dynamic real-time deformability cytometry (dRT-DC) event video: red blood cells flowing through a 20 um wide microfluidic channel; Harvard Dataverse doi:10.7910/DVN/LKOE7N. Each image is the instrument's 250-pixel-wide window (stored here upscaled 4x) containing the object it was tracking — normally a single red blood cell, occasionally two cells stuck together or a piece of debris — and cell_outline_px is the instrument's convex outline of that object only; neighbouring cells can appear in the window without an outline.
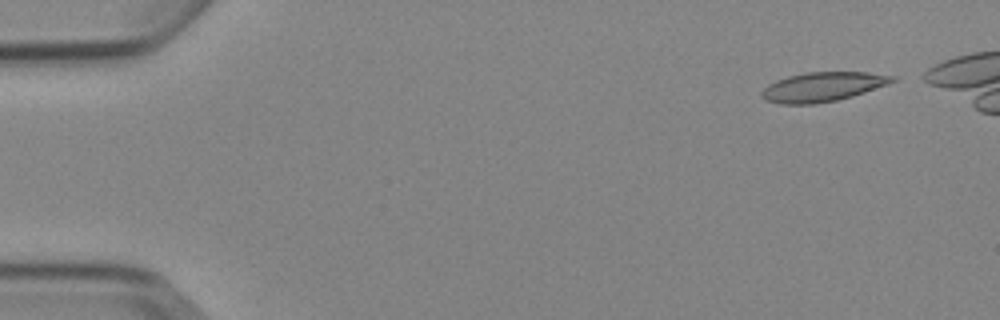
{"species": "Egyptian fruit bat (a non-hibernating species)", "species_latin": "Rousettus aegyptiacus", "temperature_condition": "cold", "stored_images_in_passage": 6, "camera_frame_rate_fps": 3000, "um_per_image_px": 0.085, "animal": {"sex": "female"}, "frame": {"image": 1, "passage_image": 1, "time_ms": 0.0, "image_size_px": [1000, 320], "cell_outline_px": [[900, 76], [896, 80], [888, 84], [852, 96], [836, 100], [816, 104], [780, 104], [764, 100], [760, 96], [760, 92], [768, 84], [776, 80], [788, 76], [804, 72], [868, 72]], "centroid_in_image_um": [69.92, 7.37], "position_along_channel_um": 15.1, "area_um2": 22.6}}
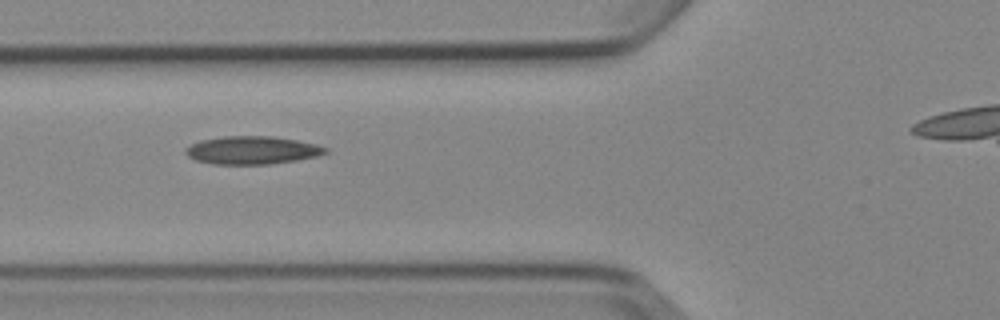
{"frame": {"image": 2, "passage_image": 5, "time_ms": 5.333, "image_size_px": [1000, 320], "cell_outline_px": [[328, 152], [316, 156], [296, 160], [268, 164], [212, 164], [196, 160], [188, 156], [184, 152], [184, 148], [200, 140], [224, 136], [272, 136], [296, 140], [316, 144], [328, 148]], "centroid_in_image_um": [21.41, 12.76], "position_along_channel_um": 104.4, "area_um2": 22.77}}
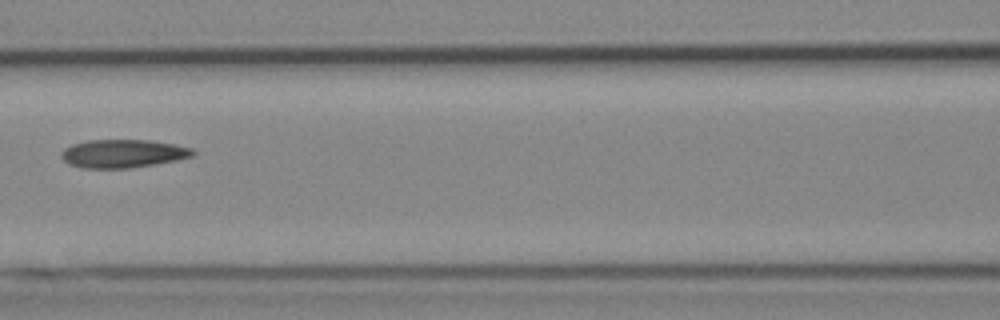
{"frame": {"image": 3, "passage_image": 6, "time_ms": 6.667, "image_size_px": [1000, 320], "cell_outline_px": [[196, 152], [192, 156], [176, 160], [128, 168], [80, 168], [68, 164], [60, 156], [60, 152], [64, 148], [72, 144], [88, 140], [152, 140], [192, 148]], "centroid_in_image_um": [10.4, 13.05], "position_along_channel_um": 156.2, "area_um2": 21.62}}